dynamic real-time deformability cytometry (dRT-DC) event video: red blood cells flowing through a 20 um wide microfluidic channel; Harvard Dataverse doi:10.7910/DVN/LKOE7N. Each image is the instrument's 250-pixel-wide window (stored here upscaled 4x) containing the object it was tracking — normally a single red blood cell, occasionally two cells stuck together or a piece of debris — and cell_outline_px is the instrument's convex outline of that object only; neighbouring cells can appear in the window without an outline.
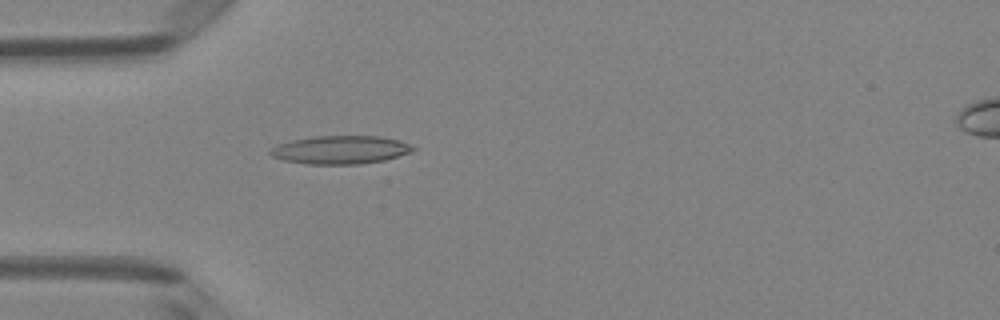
{"species": "Egyptian fruit bat (a non-hibernating species)", "species_latin": "Rousettus aegyptiacus", "temperature_condition": "room temperature", "stored_images_in_passage": 4, "camera_frame_rate_fps": 3000, "um_per_image_px": 0.085, "animal": {"sex": "female"}, "frame": {"image": 1, "passage_image": 4, "time_ms": 1.0, "image_size_px": [1000, 320], "cell_outline_px": [[416, 148], [412, 152], [384, 160], [360, 164], [308, 164], [284, 160], [272, 156], [268, 152], [272, 148], [280, 144], [292, 140], [312, 136], [380, 136], [400, 140]], "centroid_in_image_um": [28.96, 12.73], "position_along_channel_um": 56.0, "area_um2": 23.41}}